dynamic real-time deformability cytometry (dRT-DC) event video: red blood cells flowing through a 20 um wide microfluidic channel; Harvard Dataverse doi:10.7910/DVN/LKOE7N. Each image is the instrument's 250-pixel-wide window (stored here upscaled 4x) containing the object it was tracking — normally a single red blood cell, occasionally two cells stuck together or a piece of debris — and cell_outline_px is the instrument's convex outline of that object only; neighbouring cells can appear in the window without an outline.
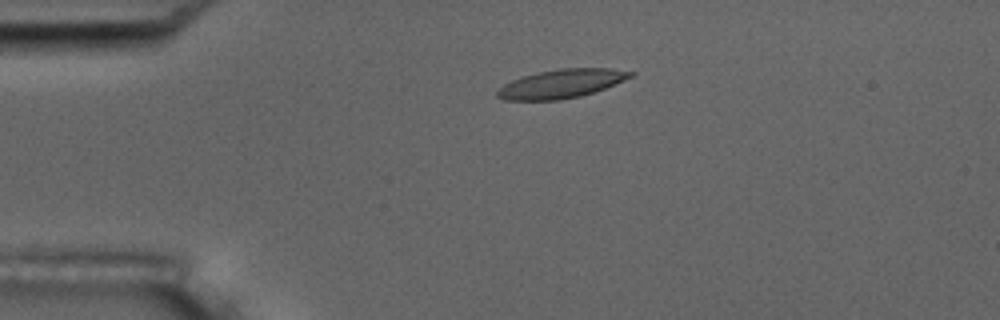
{"species": "common noctule bat (a hibernating species)", "species_latin": "Nyctalus noctula", "temperature_condition": "room temperature", "stored_images_in_passage": 2, "camera_frame_rate_fps": 3000, "um_per_image_px": 0.085, "animal": {"sex": "male", "body_mass_g": 17.5, "forearm_length_mm": 52.3}, "frame": {"image": 1, "passage_image": 1, "time_ms": 0.0, "image_size_px": [1000, 320], "cell_outline_px": [[636, 72], [632, 76], [624, 80], [604, 88], [580, 96], [560, 100], [504, 100], [496, 96], [496, 92], [504, 84], [512, 80], [524, 76], [540, 72], [560, 68], [612, 68]], "centroid_in_image_um": [47.72, 7.11], "position_along_channel_um": 37.3, "area_um2": 22.08}}